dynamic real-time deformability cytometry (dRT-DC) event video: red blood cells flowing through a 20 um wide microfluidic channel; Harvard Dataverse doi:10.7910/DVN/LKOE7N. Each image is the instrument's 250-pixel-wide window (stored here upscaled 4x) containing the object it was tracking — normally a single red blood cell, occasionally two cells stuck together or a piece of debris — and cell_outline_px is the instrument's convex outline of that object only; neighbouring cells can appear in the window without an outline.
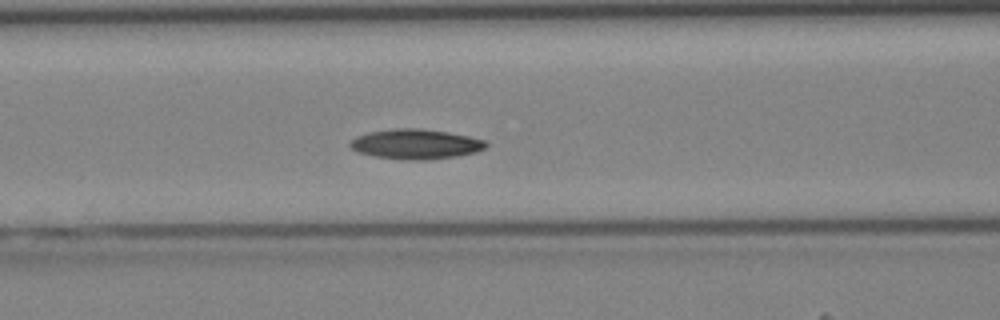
{"species": "Egyptian fruit bat (a non-hibernating species)", "species_latin": "Rousettus aegyptiacus", "temperature_condition": "cold", "stored_images_in_passage": 31, "camera_frame_rate_fps": 3000, "um_per_image_px": 0.085, "animal": {"sex": "female"}, "frame": {"image": 1, "passage_image": 6, "time_ms": 1.667, "image_size_px": [1000, 320], "cell_outline_px": [[488, 144], [484, 148], [476, 152], [456, 156], [428, 160], [404, 160], [376, 156], [360, 152], [352, 148], [348, 144], [356, 136], [368, 132], [392, 128], [420, 128], [448, 132], [488, 140]], "centroid_in_image_um": [35.36, 12.24], "position_along_channel_um": 131.2, "area_um2": 23.76}}
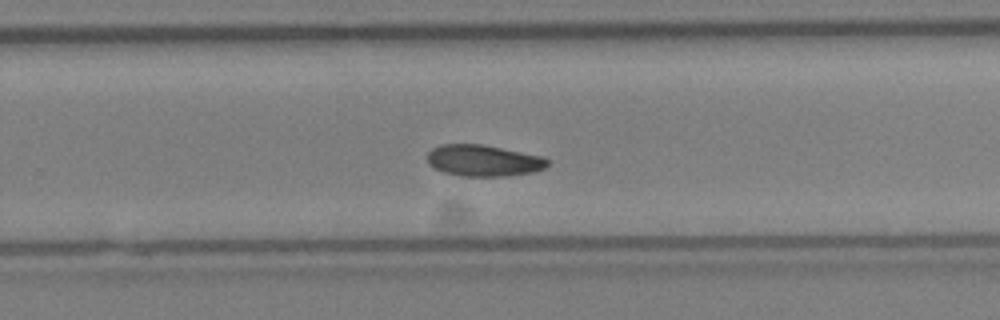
{"frame": {"image": 2, "passage_image": 16, "time_ms": 5.0, "image_size_px": [1000, 320], "cell_outline_px": [[548, 164], [544, 168], [536, 172], [508, 176], [460, 176], [444, 172], [428, 164], [428, 152], [432, 148], [440, 144], [484, 144], [544, 156], [548, 160]], "centroid_in_image_um": [41.12, 13.64], "position_along_channel_um": 288.7, "area_um2": 22.25}}
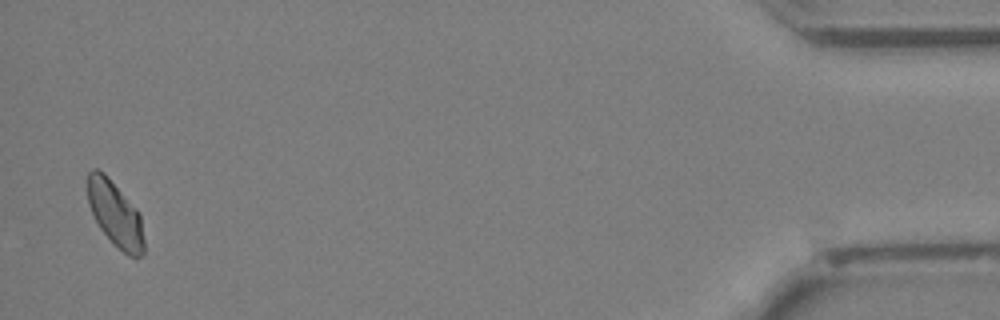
{"frame": {"image": 3, "passage_image": 30, "time_ms": 9.667, "image_size_px": [1000, 320], "cell_outline_px": [[144, 256], [128, 256], [100, 228], [88, 204], [88, 172], [92, 168], [96, 168], [104, 172], [108, 176], [136, 208], [140, 216], [144, 240]], "centroid_in_image_um": [9.8, 18.15], "position_along_channel_um": 425.4, "area_um2": 21.1}}